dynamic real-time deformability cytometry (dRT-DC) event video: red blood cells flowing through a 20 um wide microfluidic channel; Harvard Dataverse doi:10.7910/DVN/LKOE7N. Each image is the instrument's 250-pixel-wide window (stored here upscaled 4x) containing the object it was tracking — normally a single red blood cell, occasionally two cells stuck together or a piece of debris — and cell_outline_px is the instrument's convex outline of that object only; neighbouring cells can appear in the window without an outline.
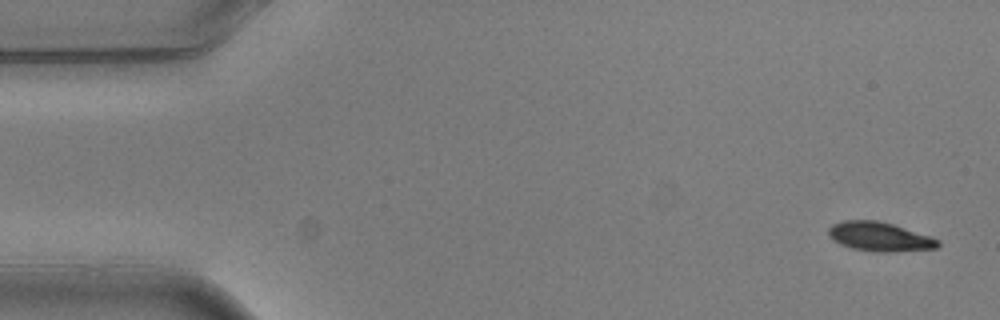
{"species": "common noctule bat (a hibernating species)", "species_latin": "Nyctalus noctula", "temperature_condition": "warm", "stored_images_in_passage": 5, "camera_frame_rate_fps": 3000, "um_per_image_px": 0.085, "animal": {"sex": "male", "body_mass_g": 20.5, "forearm_length_mm": 52.5}, "frame": {"image": 1, "passage_image": 1, "time_ms": 0.0, "image_size_px": [1000, 320], "cell_outline_px": [[940, 244], [936, 248], [892, 252], [876, 252], [852, 248], [840, 244], [832, 240], [828, 236], [828, 228], [832, 224], [844, 220], [876, 220], [892, 224], [932, 236], [940, 240]], "centroid_in_image_um": [74.76, 20.12], "position_along_channel_um": 10.2, "area_um2": 18.73}}
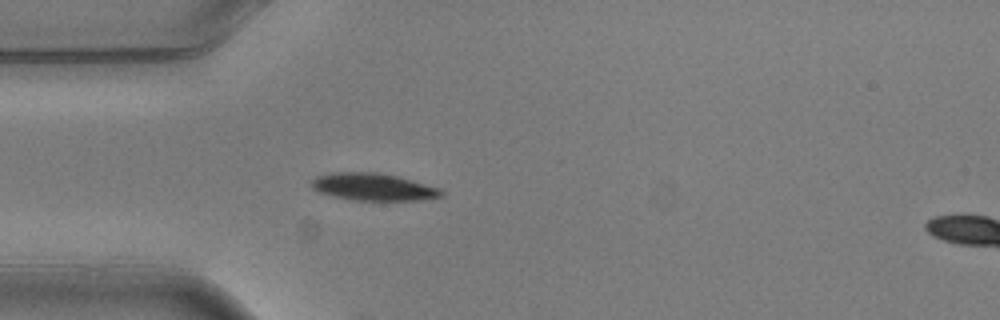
{"frame": {"image": 2, "passage_image": 4, "time_ms": 1.0, "image_size_px": [1000, 320], "cell_outline_px": [[444, 196], [420, 200], [352, 200], [332, 196], [320, 192], [312, 188], [308, 184], [308, 180], [316, 176], [332, 172], [376, 172], [396, 176], [412, 180], [440, 188], [444, 192]], "centroid_in_image_um": [31.67, 15.88], "position_along_channel_um": 53.3, "area_um2": 20.87}}